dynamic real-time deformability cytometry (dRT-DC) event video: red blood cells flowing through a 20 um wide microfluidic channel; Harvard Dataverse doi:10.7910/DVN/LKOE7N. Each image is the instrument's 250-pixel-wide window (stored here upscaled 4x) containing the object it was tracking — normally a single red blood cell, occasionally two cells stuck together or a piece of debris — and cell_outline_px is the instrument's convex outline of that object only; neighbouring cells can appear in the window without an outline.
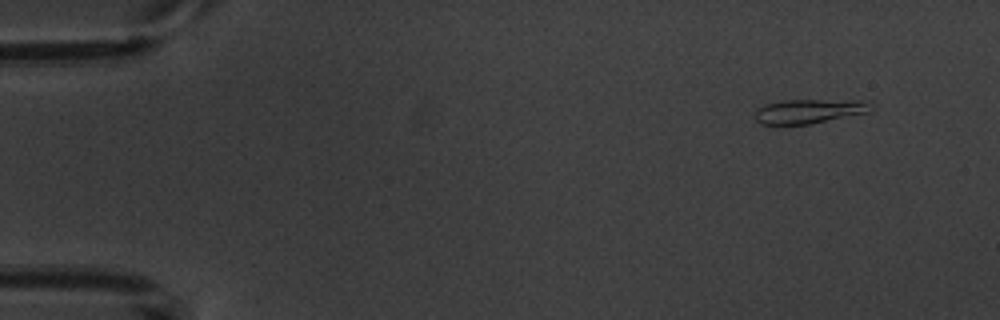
{"species": "common noctule bat (a hibernating species)", "species_latin": "Nyctalus noctula", "temperature_condition": "warm", "stored_images_in_passage": 4, "camera_frame_rate_fps": 3000, "um_per_image_px": 0.085, "animal": {"sex": "male", "body_mass_g": 20.1, "forearm_length_mm": 53.5}, "frame": {"image": 1, "passage_image": 1, "time_ms": 0.0, "image_size_px": [1000, 320], "cell_outline_px": [[872, 108], [868, 112], [808, 124], [760, 124], [756, 120], [756, 108], [764, 104], [784, 100], [868, 100], [872, 104]], "centroid_in_image_um": [68.78, 9.43], "position_along_channel_um": 16.2, "area_um2": 16.36}}
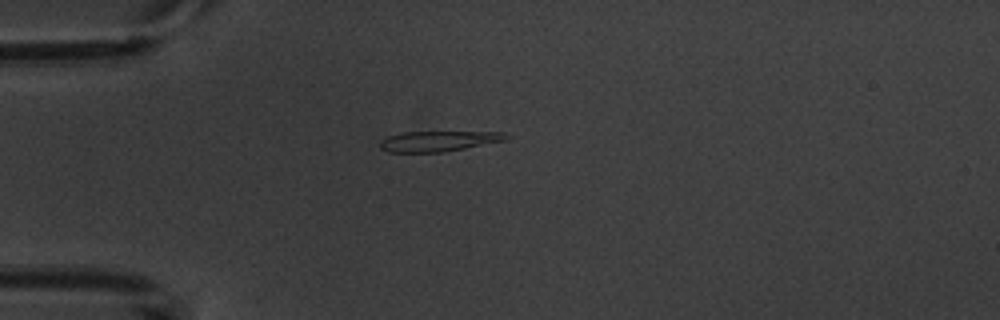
{"frame": {"image": 2, "passage_image": 4, "time_ms": 3.333, "image_size_px": [1000, 320], "cell_outline_px": [[508, 136], [504, 140], [444, 152], [388, 152], [380, 148], [380, 140], [388, 136], [400, 132], [504, 132]], "centroid_in_image_um": [37.19, 11.99], "position_along_channel_um": 47.8, "area_um2": 14.8}}